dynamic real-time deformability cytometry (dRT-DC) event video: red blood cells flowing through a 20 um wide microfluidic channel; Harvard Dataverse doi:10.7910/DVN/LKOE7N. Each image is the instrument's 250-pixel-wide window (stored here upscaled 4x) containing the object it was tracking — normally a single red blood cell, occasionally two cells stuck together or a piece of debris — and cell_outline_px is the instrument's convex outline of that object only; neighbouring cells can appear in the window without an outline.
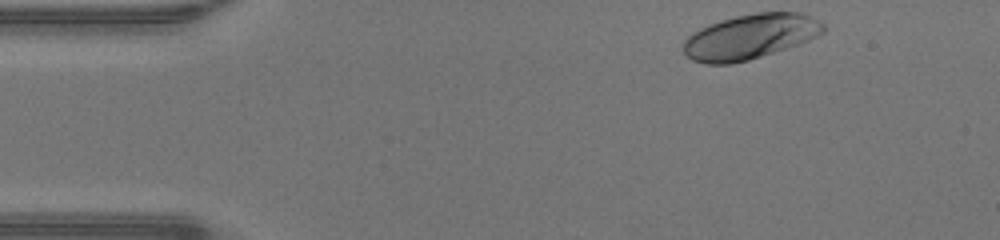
{"species": "human", "species_latin": "Homo sapiens", "temperature_condition": "warm", "stored_images_in_passage": 34, "camera_frame_rate_fps": 3000, "um_per_image_px": 0.085, "donor": {"sex": "male"}, "frame": {"image": 1, "passage_image": 1, "time_ms": 0.0, "image_size_px": [1000, 240], "cell_outline_px": [[828, 28], [824, 32], [808, 40], [748, 60], [732, 64], [704, 64], [692, 60], [684, 52], [684, 40], [692, 32], [708, 24], [720, 20], [736, 16], [756, 12], [800, 12], [824, 24]], "centroid_in_image_um": [63.73, 3.11], "position_along_channel_um": 21.3, "area_um2": 36.41}}
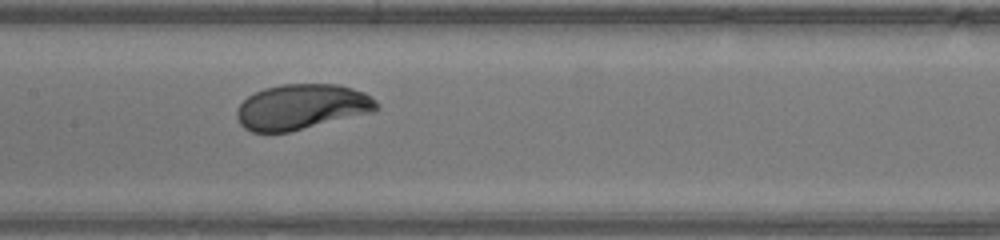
{"frame": {"image": 2, "passage_image": 18, "time_ms": 5.667, "image_size_px": [1000, 240], "cell_outline_px": [[380, 108], [376, 112], [288, 132], [252, 132], [244, 128], [240, 124], [236, 116], [236, 108], [248, 96], [264, 88], [280, 84], [336, 84], [352, 88], [364, 92], [376, 100], [380, 104]], "centroid_in_image_um": [25.67, 9.08], "position_along_channel_um": 181.7, "area_um2": 37.28}}
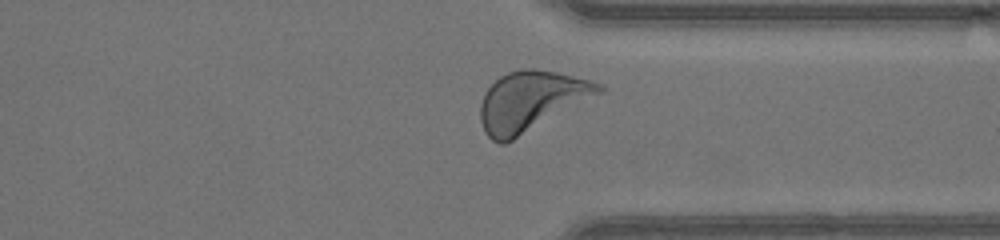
{"frame": {"image": 3, "passage_image": 31, "time_ms": 10.0, "image_size_px": [1000, 240], "cell_outline_px": [[604, 88], [600, 92], [512, 140], [504, 144], [500, 144], [492, 140], [484, 132], [480, 120], [480, 104], [488, 88], [500, 76], [508, 72], [524, 68], [532, 68], [556, 72], [604, 84]], "centroid_in_image_um": [45.06, 8.59], "position_along_channel_um": 366.3, "area_um2": 40.29}, "authors_computed_cell_mechanics": {"area_um2": 36.7319, "velocity_mm_per_s": 4.3005, "shape_relaxation_time_tau1_ms": 2.3063, "shape_relaxation_time_tau2_ms": null, "deformation_change_tau1": 0.1592, "deformation_change_tau2": null}}